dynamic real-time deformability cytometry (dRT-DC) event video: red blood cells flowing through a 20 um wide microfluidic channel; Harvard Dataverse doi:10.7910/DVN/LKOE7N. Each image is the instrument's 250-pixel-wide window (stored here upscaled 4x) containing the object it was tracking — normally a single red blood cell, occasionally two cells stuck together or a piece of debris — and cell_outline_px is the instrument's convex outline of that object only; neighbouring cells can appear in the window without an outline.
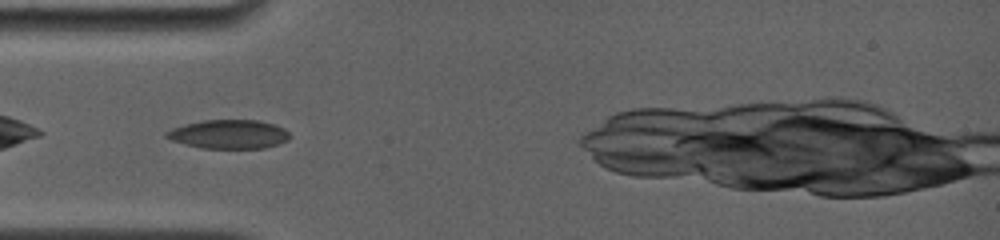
{"species": "common noctule bat (a hibernating species)", "species_latin": "Nyctalus noctula", "temperature_condition": "room temperature", "stored_images_in_passage": 42, "camera_frame_rate_fps": 4000, "um_per_image_px": 0.085, "animal": {"sex": "female", "body_mass_g": 19.0, "forearm_length_mm": 56.7}, "frame": {"image": 1, "passage_image": 1, "time_ms": 0.0, "image_size_px": [1000, 240], "cell_outline_px": [[292, 136], [288, 140], [264, 148], [200, 148], [184, 144], [172, 140], [164, 136], [164, 132], [172, 128], [184, 124], [204, 120], [256, 120], [272, 124], [284, 128]], "centroid_in_image_um": [19.42, 11.41], "position_along_channel_um": 65.6, "area_um2": 20.75}}
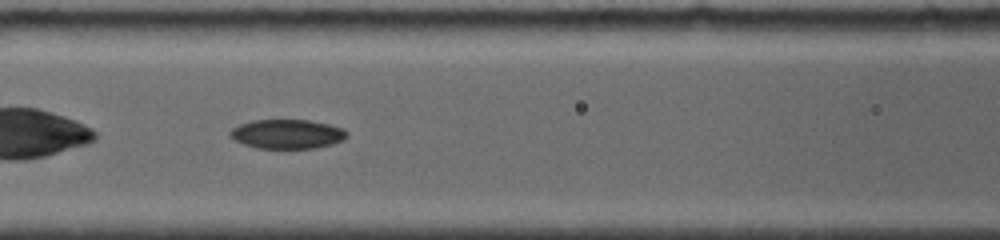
{"frame": {"image": 2, "passage_image": 13, "time_ms": 2.0, "image_size_px": [1000, 240], "cell_outline_px": [[348, 136], [344, 140], [332, 144], [316, 148], [256, 148], [244, 144], [228, 136], [228, 132], [232, 128], [240, 124], [252, 120], [308, 120], [328, 124], [344, 128], [348, 132]], "centroid_in_image_um": [24.42, 11.39], "position_along_channel_um": 142.2, "area_um2": 20.06}}
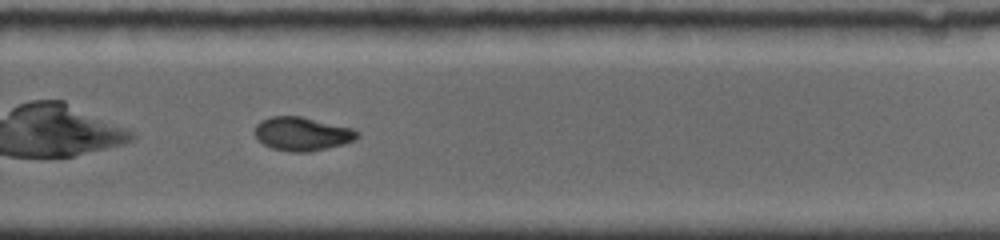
{"frame": {"image": 3, "passage_image": 35, "time_ms": 6.25, "image_size_px": [1000, 240], "cell_outline_px": [[360, 136], [356, 140], [344, 144], [308, 152], [292, 152], [272, 148], [256, 140], [252, 132], [256, 124], [260, 120], [272, 116], [300, 116], [352, 128], [360, 132]], "centroid_in_image_um": [25.65, 11.37], "position_along_channel_um": 304.1, "area_um2": 20.35}}